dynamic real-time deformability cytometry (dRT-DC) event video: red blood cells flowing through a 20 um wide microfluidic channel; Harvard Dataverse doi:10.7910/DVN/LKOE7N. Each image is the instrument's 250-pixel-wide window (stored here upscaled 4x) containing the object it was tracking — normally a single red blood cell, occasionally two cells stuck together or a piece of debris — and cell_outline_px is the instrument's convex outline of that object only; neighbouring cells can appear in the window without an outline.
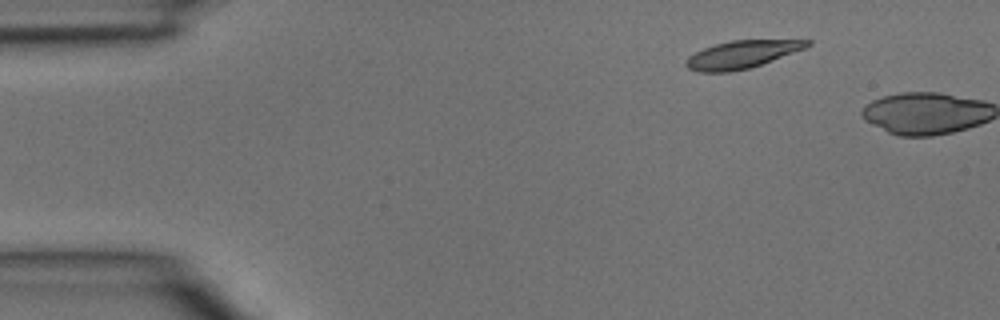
{"species": "common noctule bat (a hibernating species)", "species_latin": "Nyctalus noctula", "temperature_condition": "room temperature", "stored_images_in_passage": 5, "segment_of_instrument_passage": [2, 2], "camera_frame_rate_fps": 3000, "um_per_image_px": 0.085, "animal": {"sex": "male", "body_mass_g": 15.6}, "frame": {"image": 1, "passage_image": 5, "time_ms": 1.333, "image_size_px": [1000, 320], "cell_outline_px": [[812, 44], [804, 48], [772, 60], [748, 68], [728, 72], [700, 72], [688, 68], [684, 64], [688, 56], [704, 48], [716, 44], [732, 40], [812, 40]], "centroid_in_image_um": [63.02, 4.63], "position_along_channel_um": 22.0, "area_um2": 19.19}}